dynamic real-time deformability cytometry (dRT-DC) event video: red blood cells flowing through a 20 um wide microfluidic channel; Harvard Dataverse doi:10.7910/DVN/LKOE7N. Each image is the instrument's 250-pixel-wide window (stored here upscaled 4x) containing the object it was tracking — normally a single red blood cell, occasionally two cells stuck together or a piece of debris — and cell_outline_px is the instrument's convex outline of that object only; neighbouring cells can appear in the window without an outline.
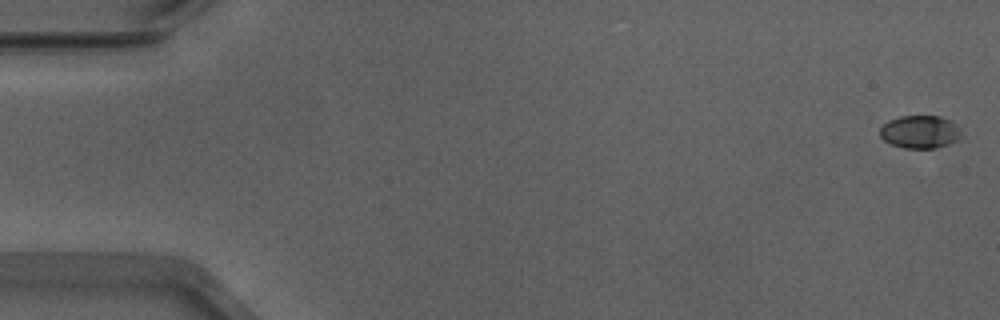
{"species": "Egyptian fruit bat (a non-hibernating species)", "species_latin": "Rousettus aegyptiacus", "temperature_condition": "warm", "stored_images_in_passage": 53, "camera_frame_rate_fps": 3000, "um_per_image_px": 0.085, "animal": {"sex": "male"}, "frame": {"image": 1, "passage_image": 1, "time_ms": 0.0, "image_size_px": [1000, 320], "cell_outline_px": [[964, 136], [948, 144], [936, 148], [904, 148], [892, 144], [884, 140], [880, 136], [880, 128], [888, 120], [900, 116], [940, 116], [952, 120], [960, 128]], "centroid_in_image_um": [78.24, 11.2], "position_along_channel_um": 6.8, "area_um2": 15.78}}
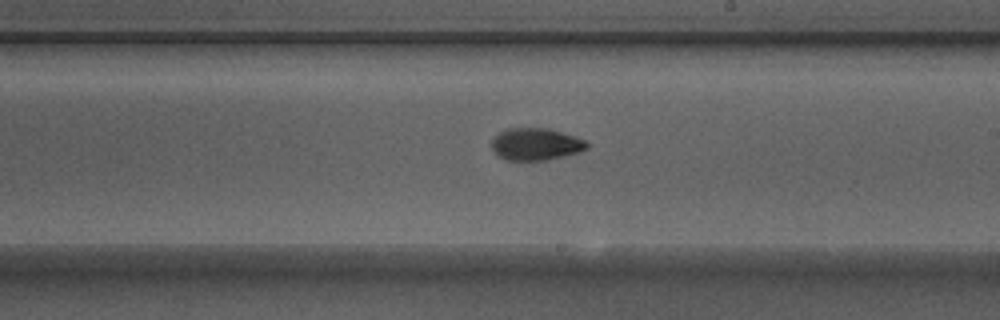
{"frame": {"image": 2, "passage_image": 31, "time_ms": 10.0, "image_size_px": [1000, 320], "cell_outline_px": [[588, 148], [580, 152], [544, 160], [504, 160], [492, 148], [492, 140], [500, 132], [508, 128], [548, 128], [584, 140], [588, 144]], "centroid_in_image_um": [45.53, 12.25], "position_along_channel_um": 243.5, "area_um2": 17.51}}
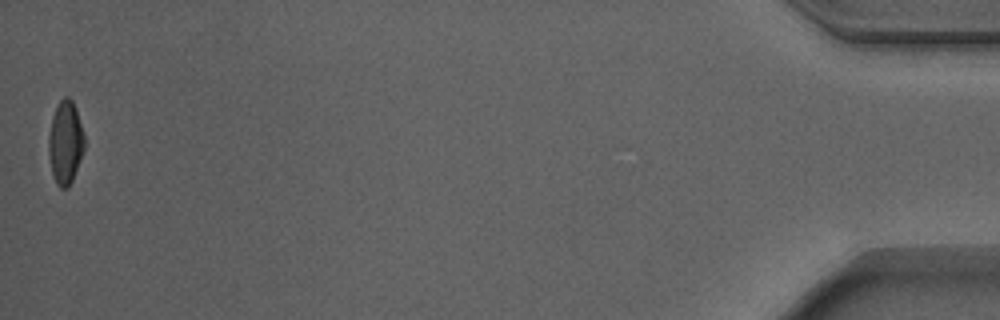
{"frame": {"image": 3, "passage_image": 53, "time_ms": 17.333, "image_size_px": [1000, 320], "cell_outline_px": [[84, 148], [72, 180], [68, 188], [60, 188], [56, 184], [52, 176], [48, 152], [48, 136], [52, 116], [60, 100], [64, 96], [68, 96], [72, 100], [76, 108], [84, 136]], "centroid_in_image_um": [5.53, 12.11], "position_along_channel_um": 429.7, "area_um2": 17.34}, "authors_computed_cell_mechanics": {"area_um2": 17.2822, "velocity_mm_per_s": 3.8965, "shape_relaxation_time_tau1_ms": 3.0122, "shape_relaxation_time_tau2_ms": 1.5126, "deformation_change_tau1": 0.1629, "deformation_change_tau2": 0.0615}}